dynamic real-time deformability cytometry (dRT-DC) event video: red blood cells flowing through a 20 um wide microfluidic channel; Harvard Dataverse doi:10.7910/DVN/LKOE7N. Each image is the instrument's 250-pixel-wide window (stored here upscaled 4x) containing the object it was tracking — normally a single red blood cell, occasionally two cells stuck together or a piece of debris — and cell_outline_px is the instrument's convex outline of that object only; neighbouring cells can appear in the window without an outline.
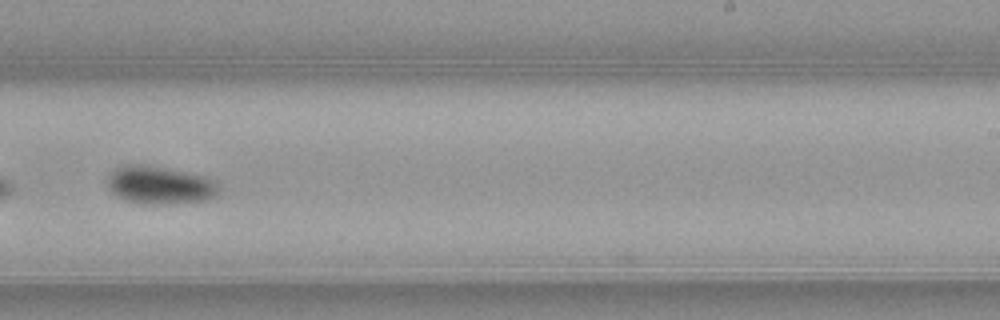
{"species": "common noctule bat (a hibernating species)", "species_latin": "Nyctalus noctula", "temperature_condition": "warm", "stored_images_in_passage": 33, "camera_frame_rate_fps": 3000, "um_per_image_px": 0.085, "animal": {"sex": "female", "body_mass_g": 21.9}, "frame": {"image": 1, "passage_image": 19, "time_ms": 6.0, "image_size_px": [1000, 320], "cell_outline_px": [[220, 192], [216, 196], [204, 200], [168, 204], [140, 204], [124, 200], [112, 192], [108, 184], [108, 176], [116, 168], [124, 164], [148, 164], [188, 172], [204, 176], [216, 180], [220, 184]], "centroid_in_image_um": [13.62, 15.72], "position_along_channel_um": 275.4, "area_um2": 25.03}, "authors_computed_cell_mechanics": {"area_um2": 23.0622, "velocity_mm_per_s": 3.9708, "shape_relaxation_time_tau1_ms": 4.0559, "shape_relaxation_time_tau2_ms": null, "deformation_change_tau1": 0.1226, "deformation_change_tau2": null}}